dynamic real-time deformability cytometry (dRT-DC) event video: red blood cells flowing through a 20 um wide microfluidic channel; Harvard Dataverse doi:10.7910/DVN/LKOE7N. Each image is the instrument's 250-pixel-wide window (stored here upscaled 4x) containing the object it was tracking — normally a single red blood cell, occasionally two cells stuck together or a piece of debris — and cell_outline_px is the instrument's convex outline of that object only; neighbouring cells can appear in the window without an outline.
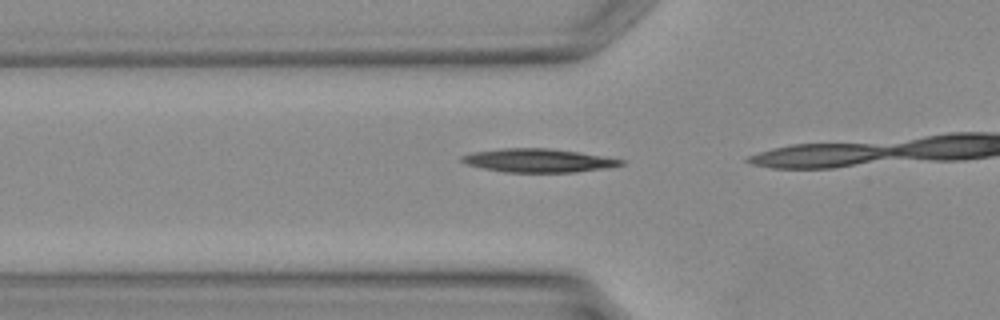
{"species": "Egyptian fruit bat (a non-hibernating species)", "species_latin": "Rousettus aegyptiacus", "temperature_condition": "warm", "stored_images_in_passage": 4, "camera_frame_rate_fps": 3000, "um_per_image_px": 0.085, "animal": {"sex": "female"}, "frame": {"image": 1, "passage_image": 3, "time_ms": 0.667, "image_size_px": [1000, 320], "cell_outline_px": [[624, 164], [608, 168], [576, 172], [504, 172], [484, 168], [468, 164], [460, 160], [460, 156], [472, 152], [504, 148], [548, 148], [576, 152], [624, 160]], "centroid_in_image_um": [45.73, 13.64], "position_along_channel_um": 80.1, "area_um2": 21.56}}